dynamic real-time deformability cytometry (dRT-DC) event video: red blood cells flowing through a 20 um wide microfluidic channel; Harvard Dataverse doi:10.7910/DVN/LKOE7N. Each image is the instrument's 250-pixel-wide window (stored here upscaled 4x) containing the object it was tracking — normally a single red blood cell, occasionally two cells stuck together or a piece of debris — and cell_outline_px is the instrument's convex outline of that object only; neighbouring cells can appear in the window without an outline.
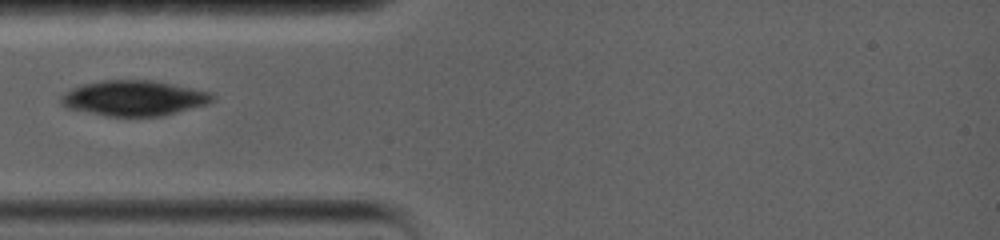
{"species": "common noctule bat (a hibernating species)", "species_latin": "Nyctalus noctula", "temperature_condition": "warm", "stored_images_in_passage": 5, "camera_frame_rate_fps": 5000, "um_per_image_px": 0.085, "animal": {"sex": "female", "body_mass_g": 19.0, "forearm_length_mm": 56.7}, "frame": {"image": 1, "passage_image": 1, "time_ms": 0.0, "image_size_px": [1000, 240], "cell_outline_px": [[216, 100], [208, 104], [164, 116], [108, 116], [68, 108], [60, 104], [60, 96], [64, 92], [72, 88], [84, 84], [100, 80], [152, 80], [212, 92], [216, 96]], "centroid_in_image_um": [11.42, 8.34], "position_along_channel_um": 73.6, "area_um2": 31.39}}
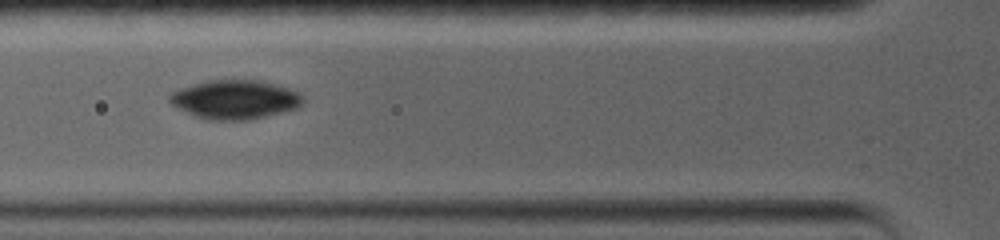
{"frame": {"image": 2, "passage_image": 3, "time_ms": 1.0, "image_size_px": [1000, 240], "cell_outline_px": [[304, 104], [296, 108], [248, 120], [208, 120], [192, 116], [176, 108], [168, 100], [168, 96], [172, 92], [180, 88], [208, 80], [260, 80], [288, 88], [300, 92], [304, 100]], "centroid_in_image_um": [19.94, 8.46], "position_along_channel_um": 105.9, "area_um2": 30.4}}